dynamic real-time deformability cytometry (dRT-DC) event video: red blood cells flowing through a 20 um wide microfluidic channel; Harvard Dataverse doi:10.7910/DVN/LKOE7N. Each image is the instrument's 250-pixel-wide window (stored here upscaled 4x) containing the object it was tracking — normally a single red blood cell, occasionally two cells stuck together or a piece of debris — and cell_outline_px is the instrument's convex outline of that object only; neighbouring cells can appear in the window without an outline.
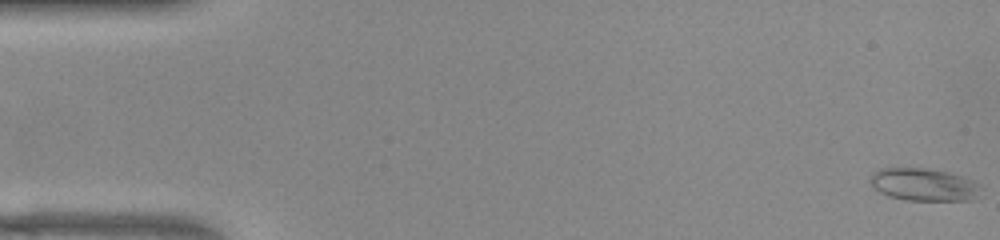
{"species": "common noctule bat (a hibernating species)", "species_latin": "Nyctalus noctula", "temperature_condition": "warm", "stored_images_in_passage": 53, "camera_frame_rate_fps": 3000, "um_per_image_px": 0.085, "animal": {"sex": "female", "body_mass_g": 22.0, "forearm_length_mm": 56.7}, "frame": {"image": 1, "passage_image": 1, "time_ms": 0.0, "image_size_px": [1000, 240], "cell_outline_px": [[984, 188], [972, 200], [904, 200], [888, 196], [872, 188], [868, 180], [872, 172], [880, 168], [924, 168], [948, 172], [964, 176], [976, 180]], "centroid_in_image_um": [78.52, 15.68], "position_along_channel_um": 6.5, "area_um2": 21.5}}
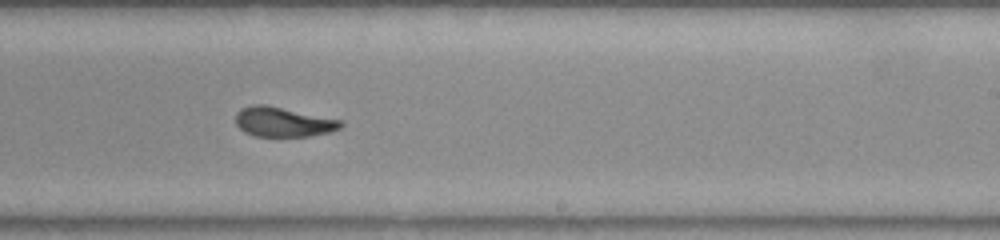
{"frame": {"image": 2, "passage_image": 32, "time_ms": 10.333, "image_size_px": [1000, 240], "cell_outline_px": [[344, 124], [340, 128], [328, 132], [308, 136], [256, 136], [244, 132], [236, 124], [236, 112], [240, 108], [252, 104], [268, 104], [344, 120]], "centroid_in_image_um": [24.07, 10.34], "position_along_channel_um": 264.9, "area_um2": 18.5}}
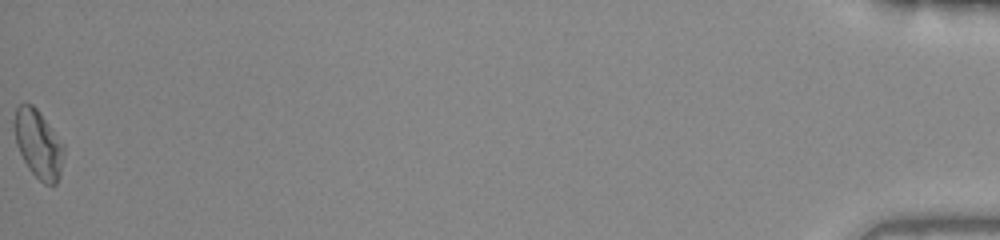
{"frame": {"image": 3, "passage_image": 53, "time_ms": 17.333, "image_size_px": [1000, 240], "cell_outline_px": [[64, 152], [60, 176], [56, 184], [44, 184], [28, 168], [16, 144], [12, 124], [12, 120], [16, 108], [24, 100], [32, 104], [40, 112], [64, 144]], "centroid_in_image_um": [3.23, 12.19], "position_along_channel_um": 432.0, "area_um2": 20.0}, "authors_computed_cell_mechanics": {"area_um2": 19.2474, "velocity_mm_per_s": 3.8947, "shape_relaxation_time_tau1_ms": null, "shape_relaxation_time_tau2_ms": 1.8068, "deformation_change_tau1": null, "deformation_change_tau2": 0.0831}}